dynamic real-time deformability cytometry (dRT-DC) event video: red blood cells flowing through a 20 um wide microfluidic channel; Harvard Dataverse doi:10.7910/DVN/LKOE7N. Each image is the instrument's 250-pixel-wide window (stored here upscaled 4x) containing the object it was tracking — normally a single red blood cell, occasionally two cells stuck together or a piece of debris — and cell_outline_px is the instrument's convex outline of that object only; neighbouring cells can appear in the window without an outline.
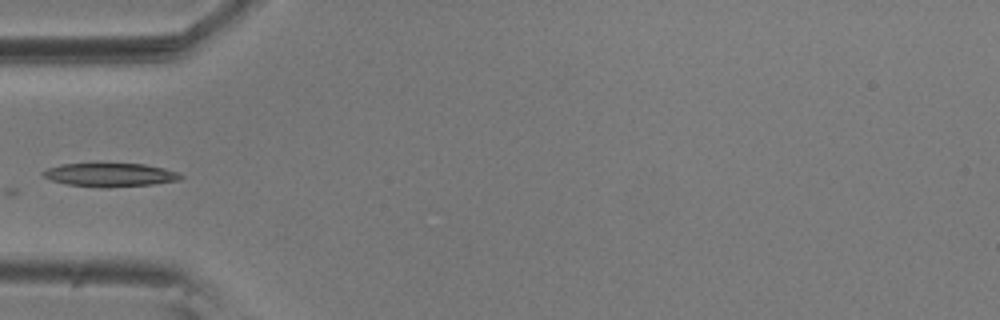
{"species": "common noctule bat (a hibernating species)", "species_latin": "Nyctalus noctula", "temperature_condition": "room temperature", "stored_images_in_passage": 22, "camera_frame_rate_fps": 3000, "um_per_image_px": 0.085, "animal": {"sex": "male", "body_mass_g": 20.5, "forearm_length_mm": 52.5}, "frame": {"image": 1, "passage_image": 1, "time_ms": 0.0, "image_size_px": [1000, 320], "cell_outline_px": [[184, 176], [180, 180], [152, 184], [108, 188], [68, 184], [52, 180], [44, 176], [40, 172], [48, 168], [60, 164], [144, 164], [164, 168], [176, 172]], "centroid_in_image_um": [9.37, 14.86], "position_along_channel_um": 75.6, "area_um2": 18.67}}
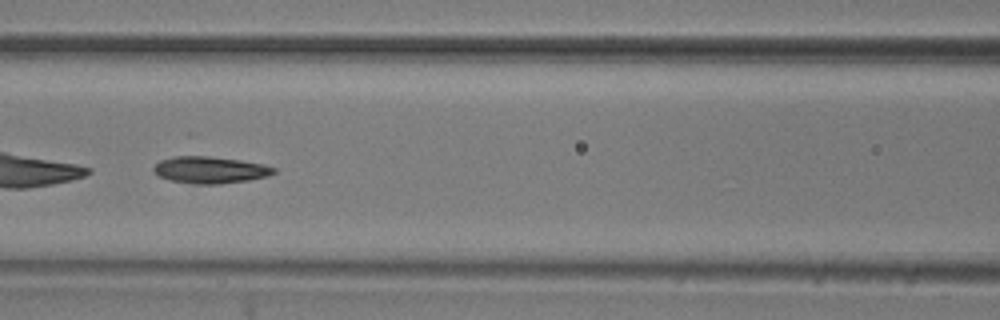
{"frame": {"image": 2, "passage_image": 7, "time_ms": 2.0, "image_size_px": [1000, 320], "cell_outline_px": [[276, 172], [268, 176], [248, 180], [220, 184], [192, 184], [168, 180], [156, 176], [152, 172], [152, 168], [160, 160], [172, 156], [208, 156], [240, 160], [264, 164], [276, 168]], "centroid_in_image_um": [17.81, 14.45], "position_along_channel_um": 148.8, "area_um2": 19.07}}